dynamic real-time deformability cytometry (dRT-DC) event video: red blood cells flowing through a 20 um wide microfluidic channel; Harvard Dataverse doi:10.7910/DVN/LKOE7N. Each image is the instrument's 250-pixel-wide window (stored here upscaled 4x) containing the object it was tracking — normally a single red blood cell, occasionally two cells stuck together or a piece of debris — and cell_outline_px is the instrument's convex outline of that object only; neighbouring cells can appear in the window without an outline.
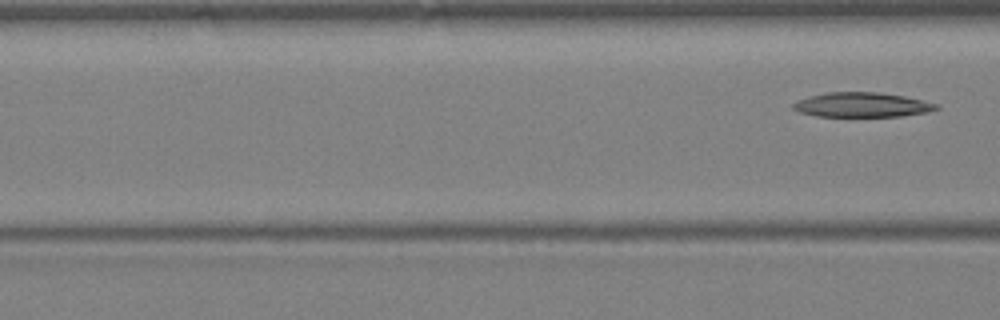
{"species": "Egyptian fruit bat (a non-hibernating species)", "species_latin": "Rousettus aegyptiacus", "temperature_condition": "warm", "stored_images_in_passage": 4, "segment_of_instrument_passage": [2, 2], "camera_frame_rate_fps": 3000, "um_per_image_px": 0.085, "animal": {"sex": "female"}, "frame": {"image": 1, "passage_image": 4, "time_ms": 1.0, "image_size_px": [1000, 320], "cell_outline_px": [[940, 108], [928, 112], [900, 116], [816, 116], [800, 112], [792, 108], [792, 104], [796, 100], [808, 96], [828, 92], [880, 92], [904, 96], [936, 104]], "centroid_in_image_um": [73.22, 8.9], "position_along_channel_um": 93.4, "area_um2": 20.46}}